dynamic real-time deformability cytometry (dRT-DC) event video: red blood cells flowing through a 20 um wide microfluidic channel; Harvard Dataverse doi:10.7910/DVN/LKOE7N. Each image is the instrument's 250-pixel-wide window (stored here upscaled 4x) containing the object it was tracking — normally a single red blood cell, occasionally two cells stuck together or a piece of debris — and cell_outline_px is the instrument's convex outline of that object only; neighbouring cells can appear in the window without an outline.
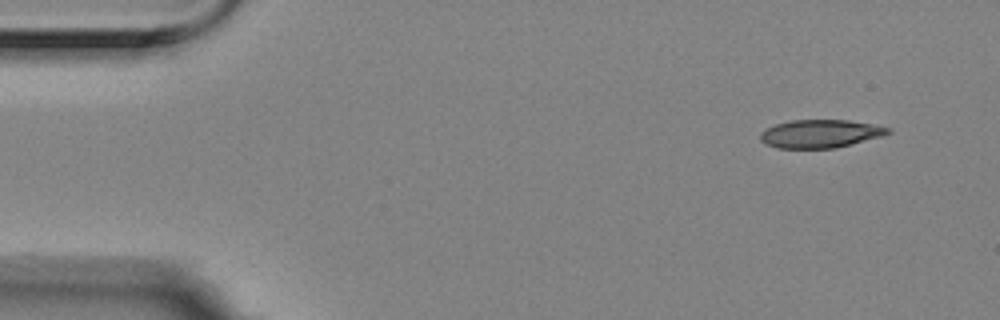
{"species": "Egyptian fruit bat (a non-hibernating species)", "species_latin": "Rousettus aegyptiacus", "temperature_condition": "room temperature", "stored_images_in_passage": 4, "camera_frame_rate_fps": 3000, "um_per_image_px": 0.085, "animal": {"sex": "female"}, "frame": {"image": 1, "passage_image": 1, "time_ms": 0.0, "image_size_px": [1000, 320], "cell_outline_px": [[892, 132], [880, 136], [836, 148], [776, 148], [764, 144], [760, 140], [760, 132], [764, 128], [776, 124], [792, 120], [848, 120], [876, 124], [892, 128]], "centroid_in_image_um": [69.7, 11.36], "position_along_channel_um": 15.3, "area_um2": 21.1}}
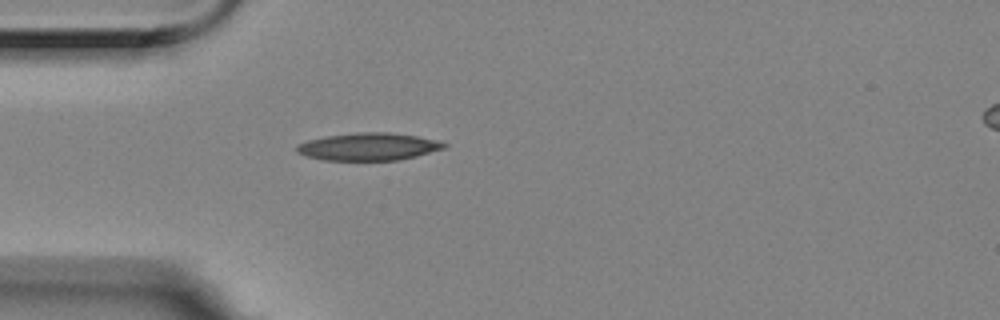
{"frame": {"image": 2, "passage_image": 4, "time_ms": 1.0, "image_size_px": [1000, 320], "cell_outline_px": [[448, 144], [444, 148], [416, 156], [396, 160], [324, 160], [308, 156], [300, 152], [296, 148], [296, 144], [308, 140], [324, 136], [356, 132], [388, 132], [416, 136], [436, 140]], "centroid_in_image_um": [31.31, 12.45], "position_along_channel_um": 53.7, "area_um2": 23.41}}